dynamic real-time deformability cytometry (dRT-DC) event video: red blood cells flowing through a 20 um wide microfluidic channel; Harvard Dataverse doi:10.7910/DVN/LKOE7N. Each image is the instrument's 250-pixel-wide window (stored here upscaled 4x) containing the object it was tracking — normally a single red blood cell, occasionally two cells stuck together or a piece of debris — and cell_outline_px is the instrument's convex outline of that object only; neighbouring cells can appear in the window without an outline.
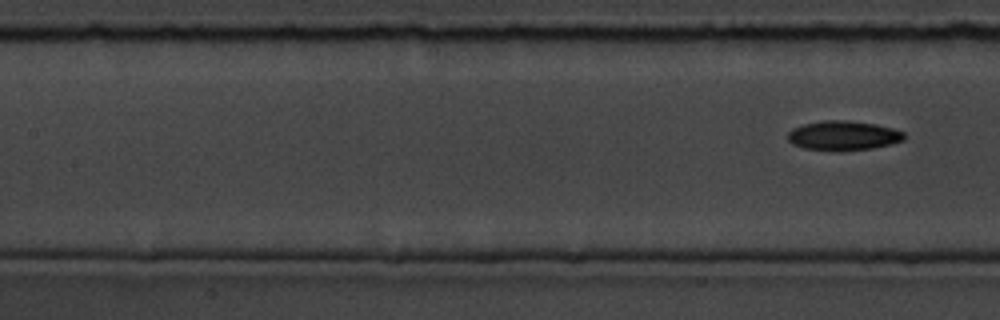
{"species": "common noctule bat (a hibernating species)", "species_latin": "Nyctalus noctula", "temperature_condition": "room temperature", "stored_images_in_passage": 6, "segment_of_instrument_passage": [2, 2], "camera_frame_rate_fps": 3000, "um_per_image_px": 0.085, "animal": {"sex": "male", "body_mass_g": 19.5, "forearm_length_mm": 54.6}, "frame": {"image": 1, "passage_image": 6, "time_ms": 6.667, "image_size_px": [1000, 320], "cell_outline_px": [[904, 140], [892, 144], [872, 148], [844, 152], [832, 152], [804, 148], [792, 144], [788, 140], [788, 132], [792, 128], [804, 124], [824, 120], [848, 120], [876, 124], [892, 128], [904, 132]], "centroid_in_image_um": [71.67, 11.54], "position_along_channel_um": 135.7, "area_um2": 20.4}}